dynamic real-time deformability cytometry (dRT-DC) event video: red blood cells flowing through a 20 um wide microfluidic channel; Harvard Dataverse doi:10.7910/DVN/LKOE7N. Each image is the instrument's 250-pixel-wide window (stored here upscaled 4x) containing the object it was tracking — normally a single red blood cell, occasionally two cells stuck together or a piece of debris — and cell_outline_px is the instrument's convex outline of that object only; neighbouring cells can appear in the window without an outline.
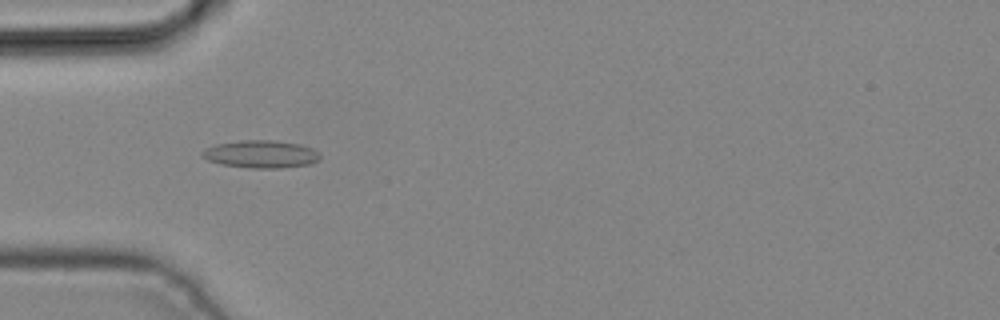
{"species": "common noctule bat (a hibernating species)", "species_latin": "Nyctalus noctula", "temperature_condition": "cold", "stored_images_in_passage": 3, "camera_frame_rate_fps": 3000, "um_per_image_px": 0.085, "animal": {"sex": "male", "body_mass_g": 19.2, "forearm_length_mm": 51.8}, "frame": {"image": 1, "passage_image": 3, "time_ms": 0.667, "image_size_px": [1000, 320], "cell_outline_px": [[320, 156], [316, 160], [308, 164], [280, 168], [248, 168], [220, 164], [208, 160], [200, 156], [200, 152], [204, 148], [216, 144], [240, 140], [272, 140], [300, 144], [312, 148], [320, 152]], "centroid_in_image_um": [22.12, 13.1], "position_along_channel_um": 62.9, "area_um2": 19.07}}